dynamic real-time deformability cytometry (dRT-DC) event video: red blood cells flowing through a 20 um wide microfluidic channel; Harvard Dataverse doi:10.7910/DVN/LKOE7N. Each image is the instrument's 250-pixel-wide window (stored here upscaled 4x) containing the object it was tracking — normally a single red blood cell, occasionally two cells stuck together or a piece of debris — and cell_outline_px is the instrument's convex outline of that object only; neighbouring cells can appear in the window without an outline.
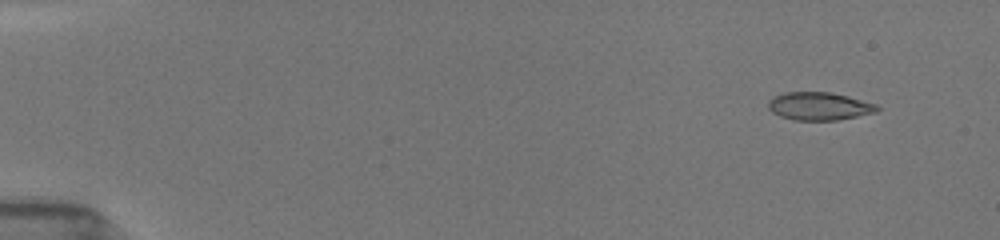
{"species": "common noctule bat (a hibernating species)", "species_latin": "Nyctalus noctula", "temperature_condition": "room temperature", "stored_images_in_passage": 10, "camera_frame_rate_fps": 3000, "um_per_image_px": 0.085, "animal": {"sex": "female", "body_mass_g": 19.5, "forearm_length_mm": 54.1}, "frame": {"image": 1, "passage_image": 3, "time_ms": 1.333, "image_size_px": [1000, 240], "cell_outline_px": [[880, 108], [876, 112], [836, 120], [792, 120], [780, 116], [772, 112], [768, 108], [768, 100], [784, 92], [832, 92], [848, 96], [876, 104]], "centroid_in_image_um": [69.61, 9.02], "position_along_channel_um": 15.4, "area_um2": 17.69}}
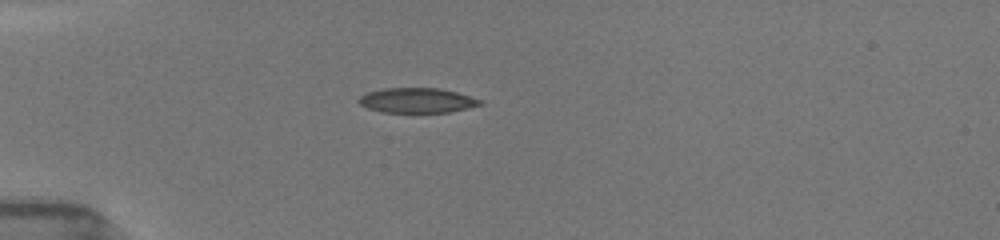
{"frame": {"image": 2, "passage_image": 8, "time_ms": 5.0, "image_size_px": [1000, 240], "cell_outline_px": [[484, 104], [448, 112], [380, 112], [368, 108], [360, 104], [356, 100], [360, 96], [368, 92], [384, 88], [440, 88], [456, 92], [484, 100]], "centroid_in_image_um": [35.45, 8.53], "position_along_channel_um": 49.5, "area_um2": 17.63}}
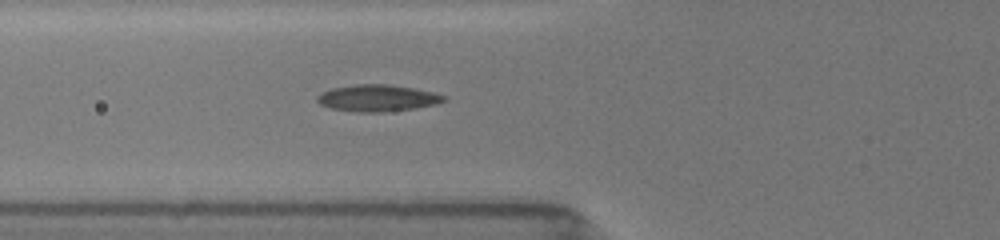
{"frame": {"image": 3, "passage_image": 10, "time_ms": 6.667, "image_size_px": [1000, 240], "cell_outline_px": [[448, 100], [436, 104], [416, 108], [380, 112], [356, 112], [332, 108], [320, 104], [316, 100], [316, 96], [332, 88], [356, 84], [388, 84], [412, 88], [432, 92], [448, 96]], "centroid_in_image_um": [32.12, 8.33], "position_along_channel_um": 93.7, "area_um2": 19.65}}